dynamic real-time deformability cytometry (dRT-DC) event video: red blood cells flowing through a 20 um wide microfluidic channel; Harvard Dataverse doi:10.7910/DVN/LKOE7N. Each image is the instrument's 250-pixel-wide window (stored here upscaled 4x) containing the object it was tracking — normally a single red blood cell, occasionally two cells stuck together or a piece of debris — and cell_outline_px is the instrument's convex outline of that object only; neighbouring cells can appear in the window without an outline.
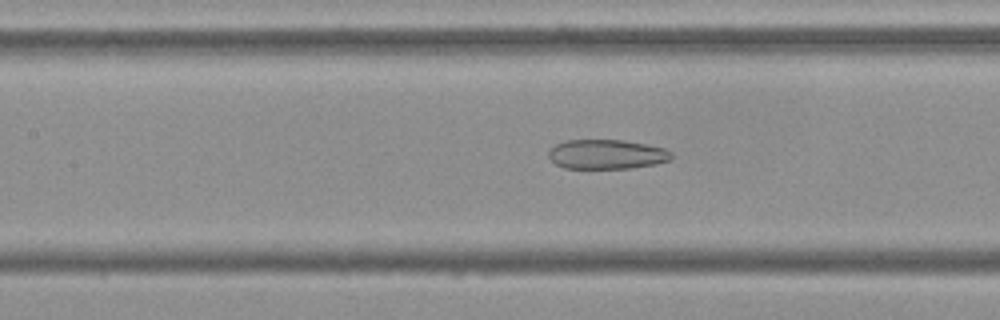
{"species": "Egyptian fruit bat (a non-hibernating species)", "species_latin": "Rousettus aegyptiacus", "temperature_condition": "cold", "stored_images_in_passage": 34, "camera_frame_rate_fps": 3000, "um_per_image_px": 0.085, "frame": {"image": 1, "passage_image": 10, "time_ms": 3.0, "image_size_px": [1000, 320], "cell_outline_px": [[672, 160], [656, 164], [632, 168], [564, 168], [556, 164], [548, 156], [548, 152], [556, 144], [568, 140], [624, 140], [648, 144], [664, 148], [672, 152]], "centroid_in_image_um": [51.61, 13.11], "position_along_channel_um": 155.8, "area_um2": 21.21}}
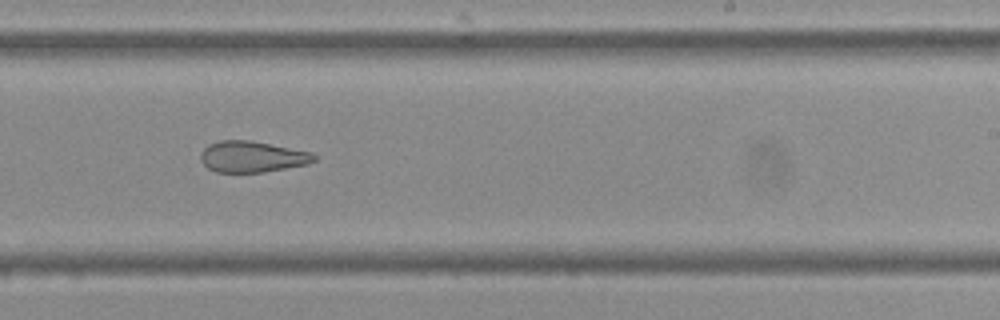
{"frame": {"image": 2, "passage_image": 19, "time_ms": 6.0, "image_size_px": [1000, 320], "cell_outline_px": [[316, 160], [308, 164], [264, 172], [216, 172], [208, 168], [200, 160], [200, 152], [208, 144], [220, 140], [248, 140], [312, 152], [316, 156]], "centroid_in_image_um": [21.41, 13.32], "position_along_channel_um": 267.6, "area_um2": 20.58}}
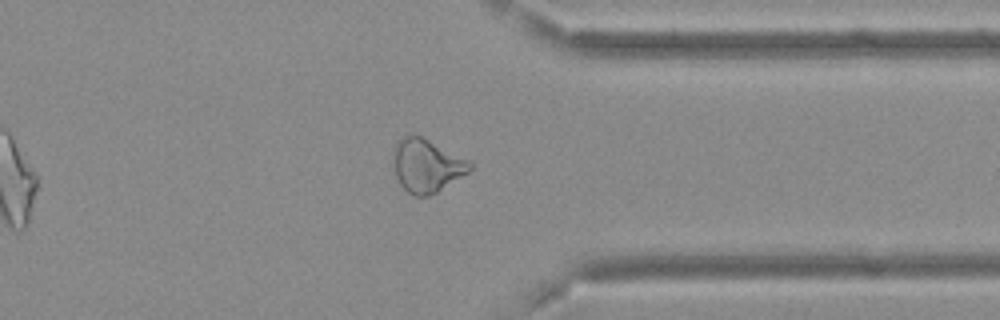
{"frame": {"image": 3, "passage_image": 28, "time_ms": 9.0, "image_size_px": [1000, 320], "cell_outline_px": [[472, 168], [468, 172], [436, 192], [428, 196], [412, 196], [400, 184], [396, 176], [392, 160], [392, 152], [396, 144], [404, 136], [420, 136], [468, 160], [472, 164]], "centroid_in_image_um": [36.23, 14.1], "position_along_channel_um": 375.2, "area_um2": 23.29}, "authors_computed_cell_mechanics": {"area_um2": 22.1374, "velocity_mm_per_s": 3.7328, "shape_relaxation_time_tau1_ms": null, "shape_relaxation_time_tau2_ms": 3.0291, "deformation_change_tau1": null, "deformation_change_tau2": 0.123}}